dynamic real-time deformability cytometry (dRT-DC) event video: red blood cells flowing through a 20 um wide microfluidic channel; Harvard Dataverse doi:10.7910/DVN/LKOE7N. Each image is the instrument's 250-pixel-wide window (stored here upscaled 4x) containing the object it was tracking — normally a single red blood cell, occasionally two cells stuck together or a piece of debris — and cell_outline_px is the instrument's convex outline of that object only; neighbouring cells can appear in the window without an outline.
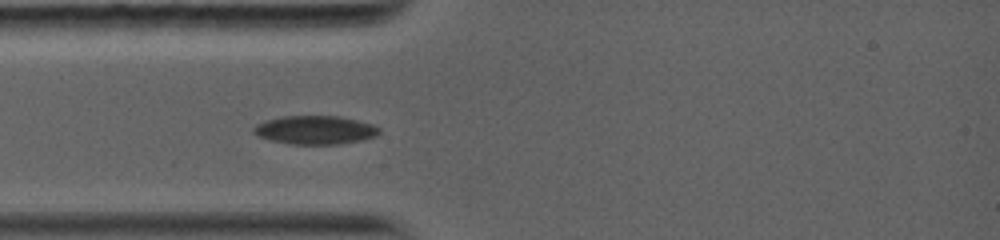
{"species": "common noctule bat (a hibernating species)", "species_latin": "Nyctalus noctula", "temperature_condition": "warm", "stored_images_in_passage": 36, "camera_frame_rate_fps": 5000, "um_per_image_px": 0.085, "animal": {"sex": "female", "body_mass_g": 19.0, "forearm_length_mm": 56.7}, "frame": {"image": 1, "passage_image": 3, "time_ms": 1.6, "image_size_px": [1000, 240], "cell_outline_px": [[380, 132], [376, 136], [364, 140], [340, 144], [292, 144], [268, 140], [252, 132], [252, 128], [256, 124], [280, 116], [340, 116], [372, 124], [380, 128]], "centroid_in_image_um": [26.79, 11.05], "position_along_channel_um": 58.2, "area_um2": 20.98}}
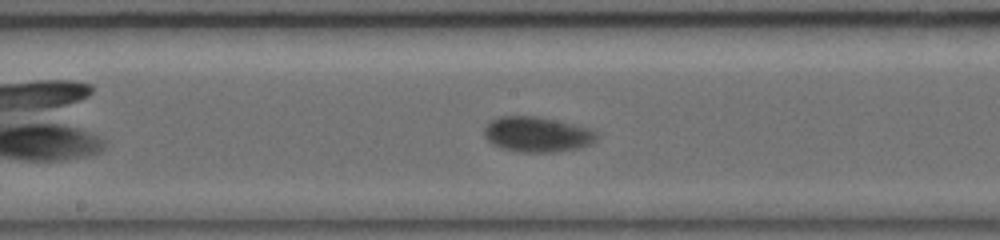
{"frame": {"image": 2, "passage_image": 14, "time_ms": 5.2, "image_size_px": [1000, 240], "cell_outline_px": [[600, 136], [592, 144], [580, 148], [556, 152], [520, 152], [500, 148], [492, 144], [484, 136], [484, 128], [488, 120], [500, 116], [540, 116], [588, 128], [600, 132]], "centroid_in_image_um": [45.67, 11.42], "position_along_channel_um": 202.5, "area_um2": 23.58}}
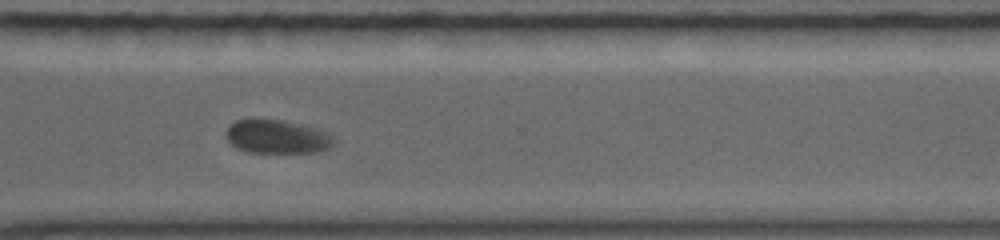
{"frame": {"image": 3, "passage_image": 25, "time_ms": 8.8, "image_size_px": [1000, 240], "cell_outline_px": [[336, 140], [328, 148], [320, 152], [248, 152], [232, 144], [228, 140], [224, 132], [228, 124], [236, 120], [252, 116], [284, 120], [320, 128], [332, 136]], "centroid_in_image_um": [23.51, 11.56], "position_along_channel_um": 347.1, "area_um2": 21.85}, "authors_computed_cell_mechanics": {"area_um2": 21.8195, "velocity_mm_per_s": 4.0042, "shape_relaxation_time_tau1_ms": 2.9552, "shape_relaxation_time_tau2_ms": null, "deformation_change_tau1": 0.1064, "deformation_change_tau2": null}}